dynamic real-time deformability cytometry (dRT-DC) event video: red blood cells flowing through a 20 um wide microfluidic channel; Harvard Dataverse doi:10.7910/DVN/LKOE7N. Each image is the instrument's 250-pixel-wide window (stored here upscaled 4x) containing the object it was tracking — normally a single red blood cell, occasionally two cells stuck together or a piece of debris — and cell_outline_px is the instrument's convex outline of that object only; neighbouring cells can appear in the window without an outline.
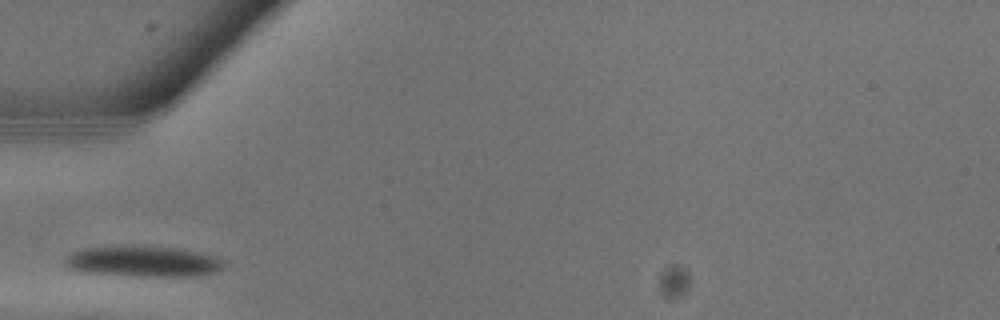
{"species": "common noctule bat (a hibernating species)", "species_latin": "Nyctalus noctula", "temperature_condition": "warm", "stored_images_in_passage": 2, "camera_frame_rate_fps": 3000, "um_per_image_px": 0.085, "animal": {"sex": "male", "body_mass_g": 13.3}, "frame": {"image": 1, "passage_image": 1, "time_ms": 0.0, "image_size_px": [1000, 320], "cell_outline_px": [[224, 268], [216, 272], [196, 276], [132, 276], [84, 272], [68, 268], [64, 264], [64, 260], [72, 252], [80, 248], [108, 244], [140, 244], [180, 248], [200, 252], [216, 256], [224, 260]], "centroid_in_image_um": [12.14, 22.17], "position_along_channel_um": 72.9, "area_um2": 29.82}}